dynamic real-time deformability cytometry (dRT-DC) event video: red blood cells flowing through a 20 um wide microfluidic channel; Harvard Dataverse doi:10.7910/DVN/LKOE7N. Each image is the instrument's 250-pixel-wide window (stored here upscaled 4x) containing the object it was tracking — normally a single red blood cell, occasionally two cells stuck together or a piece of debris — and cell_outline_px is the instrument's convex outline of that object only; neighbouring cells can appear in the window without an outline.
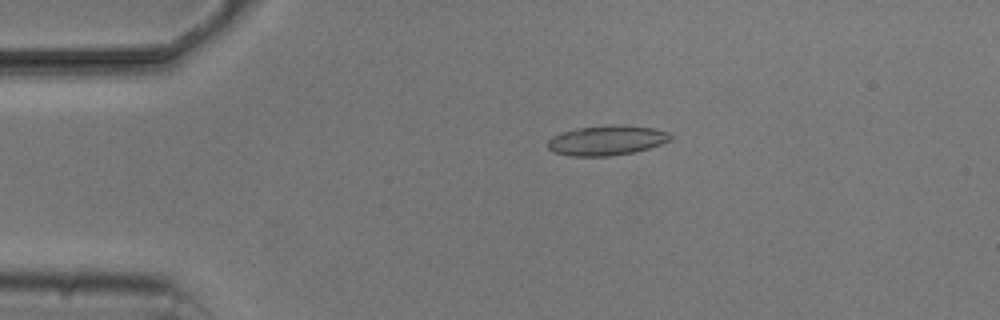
{"species": "common noctule bat (a hibernating species)", "species_latin": "Nyctalus noctula", "temperature_condition": "cold", "stored_images_in_passage": 4, "camera_frame_rate_fps": 3000, "um_per_image_px": 0.085, "animal": {"sex": "male", "body_mass_g": 20.5, "forearm_length_mm": 52.5}, "frame": {"image": 1, "passage_image": 3, "time_ms": 2.333, "image_size_px": [1000, 320], "cell_outline_px": [[672, 140], [636, 152], [612, 156], [568, 156], [552, 152], [548, 148], [548, 140], [552, 136], [560, 132], [580, 128], [612, 124], [652, 128], [668, 132], [672, 136]], "centroid_in_image_um": [51.55, 11.94], "position_along_channel_um": 33.5, "area_um2": 21.44}}